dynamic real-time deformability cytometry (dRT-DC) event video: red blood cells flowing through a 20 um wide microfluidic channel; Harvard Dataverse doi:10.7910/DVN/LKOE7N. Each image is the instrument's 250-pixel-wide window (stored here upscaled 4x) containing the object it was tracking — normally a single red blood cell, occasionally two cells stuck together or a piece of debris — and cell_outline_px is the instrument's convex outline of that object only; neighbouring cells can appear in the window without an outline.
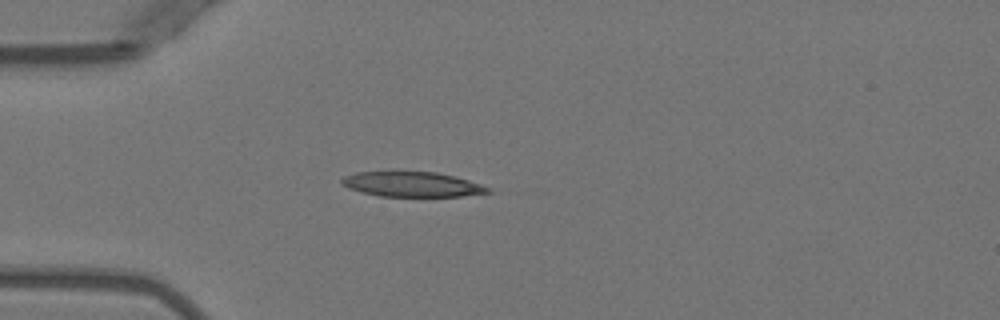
{"species": "Egyptian fruit bat (a non-hibernating species)", "species_latin": "Rousettus aegyptiacus", "temperature_condition": "warm", "stored_images_in_passage": 3, "camera_frame_rate_fps": 3000, "um_per_image_px": 0.085, "animal": {"sex": "female"}, "frame": {"image": 1, "passage_image": 3, "time_ms": 3.667, "image_size_px": [1000, 320], "cell_outline_px": [[492, 192], [460, 196], [380, 196], [360, 192], [348, 188], [340, 184], [340, 180], [344, 176], [356, 172], [392, 168], [396, 168], [436, 172], [468, 180], [480, 184], [488, 188]], "centroid_in_image_um": [34.88, 15.6], "position_along_channel_um": 50.1, "area_um2": 22.25}}